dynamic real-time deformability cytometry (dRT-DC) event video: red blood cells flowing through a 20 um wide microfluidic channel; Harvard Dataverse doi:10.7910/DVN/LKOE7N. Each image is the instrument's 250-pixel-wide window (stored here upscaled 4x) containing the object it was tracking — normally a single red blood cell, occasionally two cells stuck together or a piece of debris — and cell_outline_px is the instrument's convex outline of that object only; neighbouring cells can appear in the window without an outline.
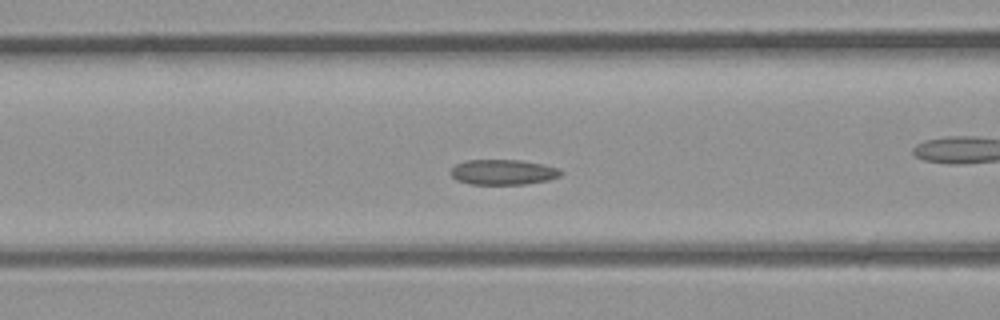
{"species": "common noctule bat (a hibernating species)", "species_latin": "Nyctalus noctula", "temperature_condition": "room temperature", "stored_images_in_passage": 31, "camera_frame_rate_fps": 3000, "um_per_image_px": 0.085, "animal": {"sex": "male", "body_mass_g": 23.1, "forearm_length_mm": 52.7}, "frame": {"image": 1, "passage_image": 10, "time_ms": 3.0, "image_size_px": [1000, 320], "cell_outline_px": [[564, 172], [560, 176], [548, 180], [524, 184], [468, 184], [456, 180], [448, 172], [456, 164], [464, 160], [520, 160], [544, 164], [560, 168]], "centroid_in_image_um": [42.76, 14.62], "position_along_channel_um": 123.8, "area_um2": 16.42}}